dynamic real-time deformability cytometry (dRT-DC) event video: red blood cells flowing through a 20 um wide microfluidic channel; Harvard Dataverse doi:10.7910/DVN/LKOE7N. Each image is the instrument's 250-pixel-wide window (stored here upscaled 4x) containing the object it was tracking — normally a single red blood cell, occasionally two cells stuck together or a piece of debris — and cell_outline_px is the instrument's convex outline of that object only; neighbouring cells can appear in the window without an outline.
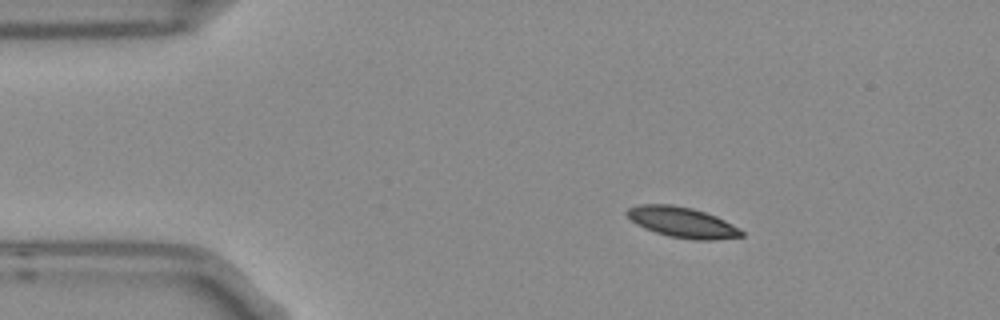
{"species": "Egyptian fruit bat (a non-hibernating species)", "species_latin": "Rousettus aegyptiacus", "temperature_condition": "room temperature", "stored_images_in_passage": 4, "camera_frame_rate_fps": 3000, "um_per_image_px": 0.085, "frame": {"image": 1, "passage_image": 1, "time_ms": 0.0, "image_size_px": [1000, 320], "cell_outline_px": [[744, 236], [712, 240], [696, 240], [668, 236], [644, 228], [636, 224], [624, 212], [628, 208], [640, 204], [672, 204], [692, 208], [716, 216], [740, 228], [744, 232]], "centroid_in_image_um": [57.99, 18.89], "position_along_channel_um": 27.0, "area_um2": 20.35}}
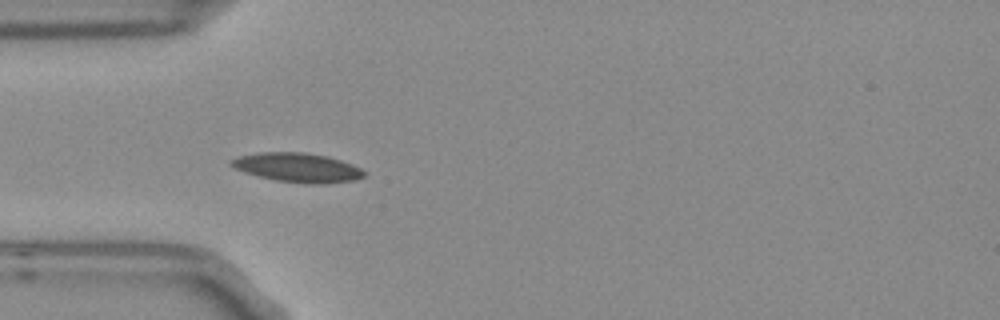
{"frame": {"image": 2, "passage_image": 3, "time_ms": 0.667, "image_size_px": [1000, 320], "cell_outline_px": [[368, 172], [364, 176], [356, 180], [324, 184], [308, 184], [276, 180], [244, 172], [228, 164], [228, 160], [240, 156], [260, 152], [304, 152], [328, 156], [352, 164]], "centroid_in_image_um": [25.32, 14.24], "position_along_channel_um": 59.7, "area_um2": 22.72}}
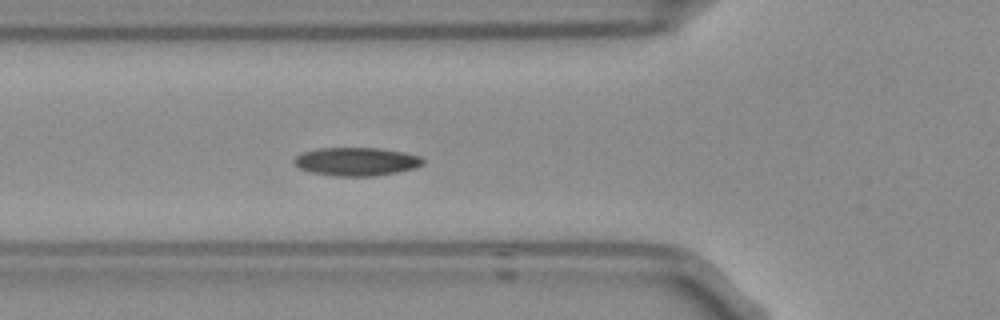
{"frame": {"image": 3, "passage_image": 4, "time_ms": 1.0, "image_size_px": [1000, 320], "cell_outline_px": [[424, 164], [416, 168], [396, 172], [372, 176], [332, 176], [312, 172], [300, 168], [292, 164], [292, 160], [296, 156], [304, 152], [320, 148], [380, 148], [404, 152], [420, 156], [424, 160]], "centroid_in_image_um": [30.29, 13.73], "position_along_channel_um": 95.5, "area_um2": 21.33}}